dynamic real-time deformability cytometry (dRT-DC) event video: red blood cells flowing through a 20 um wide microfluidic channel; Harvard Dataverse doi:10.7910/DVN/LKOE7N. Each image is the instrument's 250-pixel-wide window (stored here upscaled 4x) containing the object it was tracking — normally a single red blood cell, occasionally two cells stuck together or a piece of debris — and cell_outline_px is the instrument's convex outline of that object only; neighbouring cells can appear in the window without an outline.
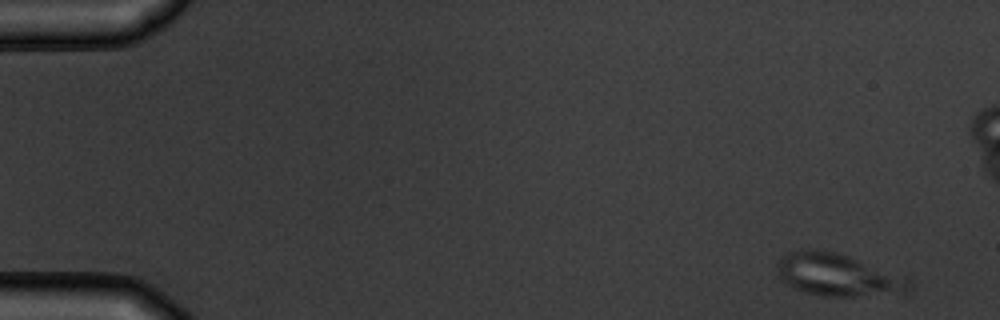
{"species": "common noctule bat (a hibernating species)", "species_latin": "Nyctalus noctula", "temperature_condition": "warm", "stored_images_in_passage": 4, "camera_frame_rate_fps": 3000, "um_per_image_px": 0.085, "animal": {"sex": "male", "body_mass_g": 19.5, "forearm_length_mm": 54.6}, "frame": {"image": 1, "passage_image": 1, "time_ms": 0.0, "image_size_px": [1000, 320], "cell_outline_px": [[912, 288], [904, 296], [820, 296], [796, 288], [780, 280], [776, 264], [788, 252], [800, 248], [812, 248], [836, 252], [848, 256], [908, 280]], "centroid_in_image_um": [71.2, 23.39], "position_along_channel_um": 13.8, "area_um2": 32.54}}